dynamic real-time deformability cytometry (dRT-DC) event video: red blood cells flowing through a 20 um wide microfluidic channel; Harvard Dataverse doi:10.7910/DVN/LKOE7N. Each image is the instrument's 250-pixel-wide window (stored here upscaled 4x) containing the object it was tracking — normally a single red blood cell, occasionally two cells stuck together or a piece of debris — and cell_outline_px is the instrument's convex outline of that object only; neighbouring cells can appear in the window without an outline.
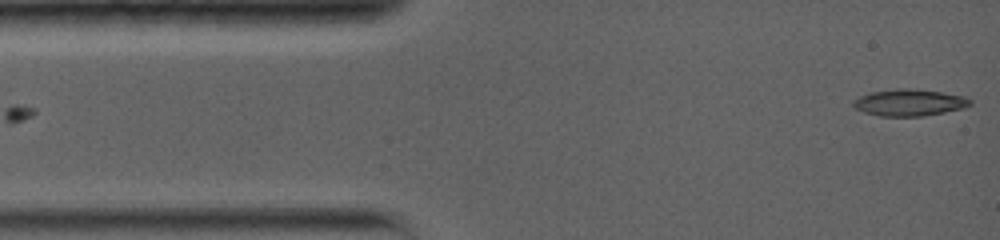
{"species": "common noctule bat (a hibernating species)", "species_latin": "Nyctalus noctula", "temperature_condition": "warm", "stored_images_in_passage": 56, "camera_frame_rate_fps": 5000, "um_per_image_px": 0.085, "animal": {"sex": "female", "body_mass_g": 19.0, "forearm_length_mm": 56.7}, "frame": {"image": 1, "passage_image": 1, "time_ms": 0.0, "image_size_px": [1000, 240], "cell_outline_px": [[972, 104], [964, 108], [924, 116], [880, 116], [864, 112], [856, 108], [852, 104], [852, 100], [860, 96], [872, 92], [896, 88], [908, 88], [940, 92], [964, 96], [972, 100]], "centroid_in_image_um": [77.3, 8.72], "position_along_channel_um": 7.7, "area_um2": 18.15}}
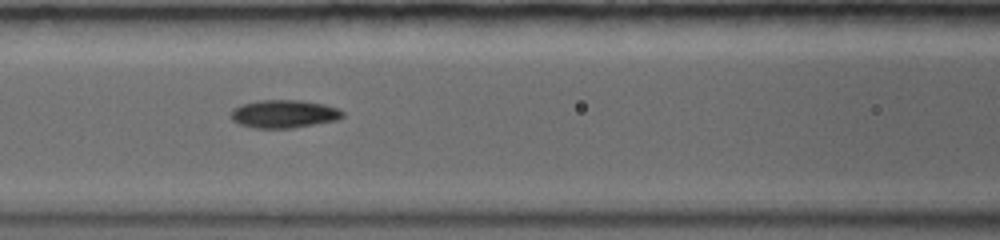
{"frame": {"image": 2, "passage_image": 24, "time_ms": 5.4, "image_size_px": [1000, 240], "cell_outline_px": [[344, 116], [336, 120], [292, 128], [256, 128], [240, 124], [232, 120], [232, 108], [240, 104], [260, 100], [300, 100], [324, 104], [336, 108], [344, 112]], "centroid_in_image_um": [24.12, 9.67], "position_along_channel_um": 142.5, "area_um2": 18.15}}
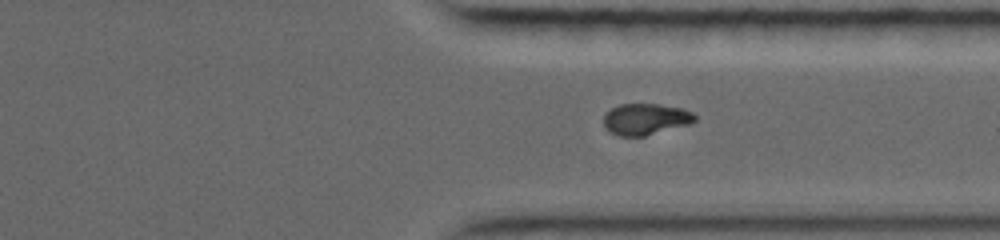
{"frame": {"image": 3, "passage_image": 47, "time_ms": 11.0, "image_size_px": [1000, 240], "cell_outline_px": [[696, 120], [692, 124], [644, 136], [620, 136], [612, 132], [604, 124], [604, 112], [620, 104], [660, 104], [680, 108], [692, 112], [696, 116]], "centroid_in_image_um": [54.9, 10.12], "position_along_channel_um": 356.5, "area_um2": 16.65}, "authors_computed_cell_mechanics": {"area_um2": 17.3978, "velocity_mm_per_s": 3.823, "shape_relaxation_time_tau1_ms": 7.3845, "shape_relaxation_time_tau2_ms": 3.343, "deformation_change_tau1": 0.2148, "deformation_change_tau2": 0.0585}}